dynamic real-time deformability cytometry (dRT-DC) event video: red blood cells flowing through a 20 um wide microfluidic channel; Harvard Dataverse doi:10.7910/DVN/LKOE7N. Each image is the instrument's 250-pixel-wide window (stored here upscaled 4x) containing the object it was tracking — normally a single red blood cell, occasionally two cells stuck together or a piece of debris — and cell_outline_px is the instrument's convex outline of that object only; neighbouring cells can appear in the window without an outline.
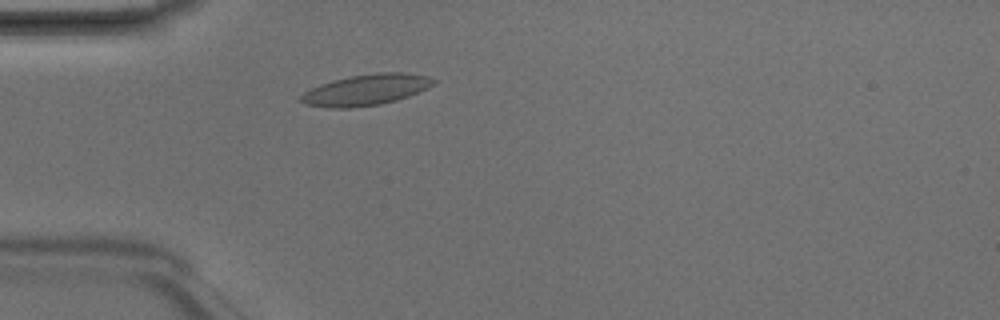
{"species": "Egyptian fruit bat (a non-hibernating species)", "species_latin": "Rousettus aegyptiacus", "temperature_condition": "room temperature", "stored_images_in_passage": 3, "camera_frame_rate_fps": 3000, "um_per_image_px": 0.085, "animal": {"sex": "male"}, "frame": {"image": 1, "passage_image": 3, "time_ms": 0.667, "image_size_px": [1000, 320], "cell_outline_px": [[436, 80], [428, 88], [408, 96], [396, 100], [380, 104], [348, 108], [324, 108], [304, 104], [300, 100], [300, 96], [304, 92], [320, 84], [332, 80], [352, 76], [380, 72], [404, 72], [428, 76]], "centroid_in_image_um": [31.09, 7.64], "position_along_channel_um": 53.9, "area_um2": 23.87}}